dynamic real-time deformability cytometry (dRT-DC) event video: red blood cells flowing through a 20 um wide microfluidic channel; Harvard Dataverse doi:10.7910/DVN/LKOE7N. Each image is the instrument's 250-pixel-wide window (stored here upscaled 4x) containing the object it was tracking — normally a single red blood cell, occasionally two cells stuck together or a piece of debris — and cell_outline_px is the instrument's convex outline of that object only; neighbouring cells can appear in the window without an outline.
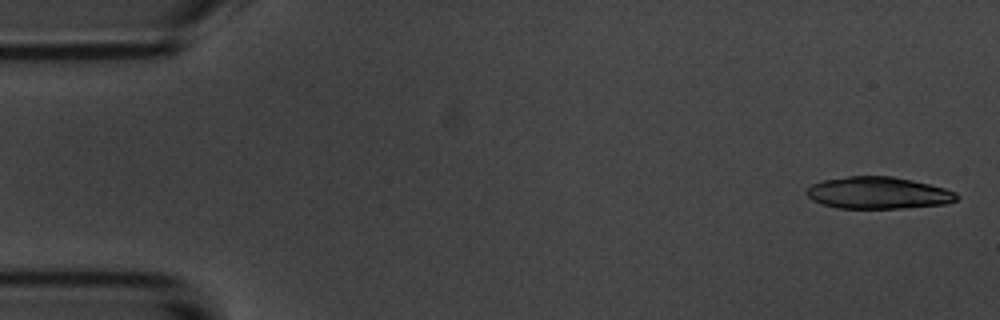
{"species": "common noctule bat (a hibernating species)", "species_latin": "Nyctalus noctula", "temperature_condition": "room temperature", "stored_images_in_passage": 6, "segment_of_instrument_passage": [2, 2], "camera_frame_rate_fps": 3000, "um_per_image_px": 0.085, "animal": {"sex": "male", "body_mass_g": 20.1, "forearm_length_mm": 53.5}, "frame": {"image": 1, "passage_image": 6, "time_ms": 6.667, "image_size_px": [1000, 320], "cell_outline_px": [[960, 196], [956, 200], [948, 204], [900, 208], [836, 208], [812, 200], [804, 192], [812, 184], [824, 180], [848, 176], [892, 176], [912, 180], [944, 188], [956, 192]], "centroid_in_image_um": [74.66, 16.4], "position_along_channel_um": 10.3, "area_um2": 27.92}}